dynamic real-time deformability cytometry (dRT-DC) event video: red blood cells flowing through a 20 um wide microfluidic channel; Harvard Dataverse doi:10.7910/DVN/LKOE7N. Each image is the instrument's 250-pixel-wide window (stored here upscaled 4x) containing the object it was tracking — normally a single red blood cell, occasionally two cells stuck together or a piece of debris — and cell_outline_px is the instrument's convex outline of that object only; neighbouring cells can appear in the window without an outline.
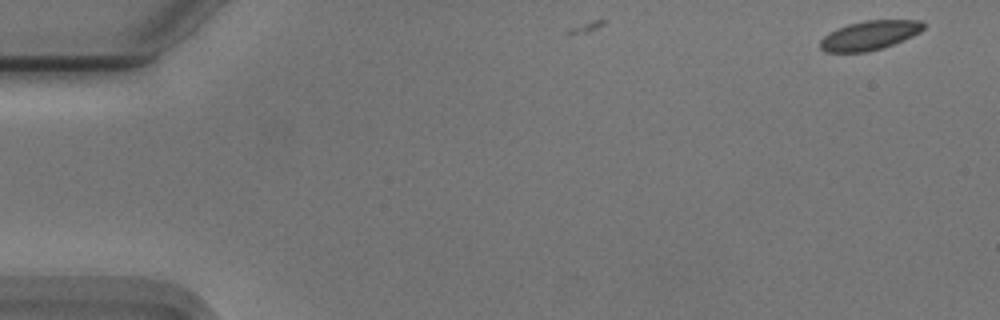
{"species": "Egyptian fruit bat (a non-hibernating species)", "species_latin": "Rousettus aegyptiacus", "temperature_condition": "cold", "stored_images_in_passage": 7, "camera_frame_rate_fps": 3000, "um_per_image_px": 0.085, "animal": {"sex": "male"}, "frame": {"image": 1, "passage_image": 1, "time_ms": 0.0, "image_size_px": [1000, 320], "cell_outline_px": [[924, 28], [920, 32], [912, 36], [892, 44], [880, 48], [864, 52], [824, 52], [820, 48], [820, 40], [824, 36], [836, 28], [848, 24], [864, 20], [924, 20]], "centroid_in_image_um": [73.9, 2.99], "position_along_channel_um": 11.1, "area_um2": 17.51}}